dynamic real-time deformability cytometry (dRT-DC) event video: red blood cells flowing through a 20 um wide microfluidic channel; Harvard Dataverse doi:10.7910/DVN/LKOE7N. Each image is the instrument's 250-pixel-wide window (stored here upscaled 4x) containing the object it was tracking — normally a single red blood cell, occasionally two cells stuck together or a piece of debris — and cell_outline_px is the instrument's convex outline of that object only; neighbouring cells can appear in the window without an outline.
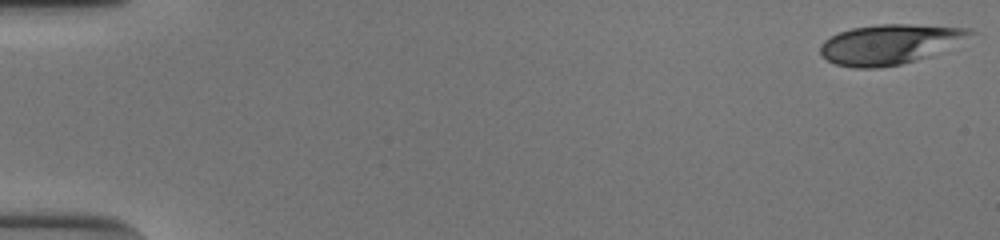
{"species": "human", "species_latin": "Homo sapiens", "temperature_condition": "cold", "stored_images_in_passage": 53, "camera_frame_rate_fps": 3000, "um_per_image_px": 0.085, "donor": {"sex": "male"}, "frame": {"image": 1, "passage_image": 1, "time_ms": 0.0, "image_size_px": [1000, 240], "cell_outline_px": [[976, 32], [928, 56], [916, 60], [900, 64], [876, 68], [852, 68], [836, 64], [828, 60], [820, 52], [820, 44], [824, 40], [840, 32], [852, 28], [880, 24], [908, 24], [972, 28]], "centroid_in_image_um": [75.56, 3.75], "position_along_channel_um": 9.4, "area_um2": 34.16}}
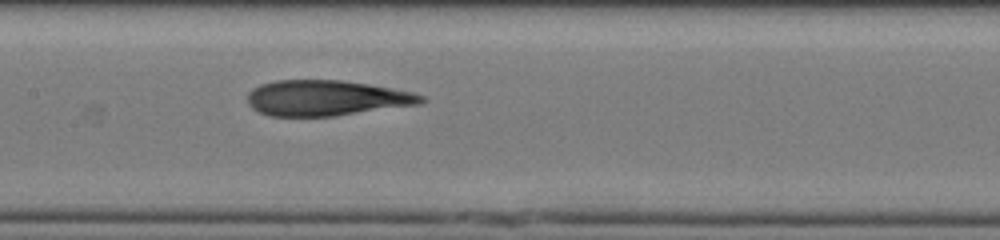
{"frame": {"image": 2, "passage_image": 27, "time_ms": 8.667, "image_size_px": [1000, 240], "cell_outline_px": [[428, 100], [420, 104], [332, 116], [268, 116], [252, 108], [248, 104], [248, 92], [252, 88], [260, 84], [276, 80], [340, 80], [368, 84], [416, 92], [424, 96]], "centroid_in_image_um": [27.74, 8.32], "position_along_channel_um": 179.7, "area_um2": 36.07}}
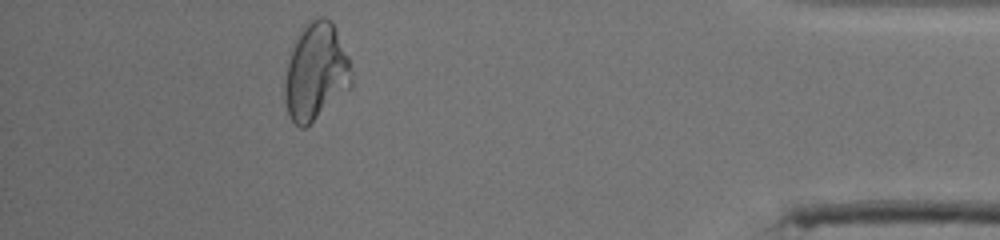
{"frame": {"image": 3, "passage_image": 48, "time_ms": 15.667, "image_size_px": [1000, 240], "cell_outline_px": [[352, 88], [304, 128], [300, 128], [292, 120], [288, 112], [284, 100], [284, 84], [288, 64], [296, 40], [300, 32], [316, 16], [324, 16], [332, 20], [348, 56], [352, 76]], "centroid_in_image_um": [26.88, 6.12], "position_along_channel_um": 408.3, "area_um2": 37.51}, "authors_computed_cell_mechanics": {"area_um2": 36.2406, "velocity_mm_per_s": 3.8989, "shape_relaxation_time_tau1_ms": 9.1367, "shape_relaxation_time_tau2_ms": 2.5928, "deformation_change_tau1": 0.2661, "deformation_change_tau2": 0.1242}}